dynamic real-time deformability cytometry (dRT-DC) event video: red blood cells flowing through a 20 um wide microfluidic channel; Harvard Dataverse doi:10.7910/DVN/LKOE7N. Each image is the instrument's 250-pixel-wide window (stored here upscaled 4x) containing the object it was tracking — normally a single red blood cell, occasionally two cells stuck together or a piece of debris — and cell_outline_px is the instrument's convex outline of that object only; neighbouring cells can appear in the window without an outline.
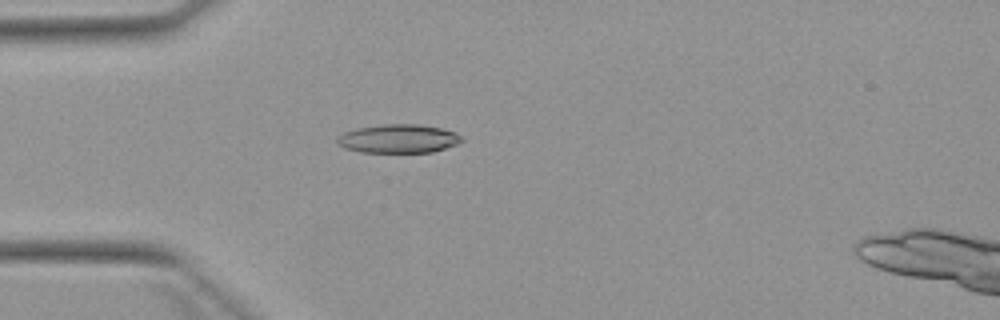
{"species": "Egyptian fruit bat (a non-hibernating species)", "species_latin": "Rousettus aegyptiacus", "temperature_condition": "warm", "stored_images_in_passage": 4, "camera_frame_rate_fps": 3000, "um_per_image_px": 0.085, "animal": {"sex": "female"}, "frame": {"image": 1, "passage_image": 4, "time_ms": 4.667, "image_size_px": [1000, 320], "cell_outline_px": [[464, 140], [456, 144], [432, 152], [360, 152], [344, 148], [336, 140], [336, 136], [344, 132], [356, 128], [384, 124], [420, 124], [440, 128], [452, 132], [460, 136]], "centroid_in_image_um": [33.82, 11.78], "position_along_channel_um": 51.2, "area_um2": 20.63}}